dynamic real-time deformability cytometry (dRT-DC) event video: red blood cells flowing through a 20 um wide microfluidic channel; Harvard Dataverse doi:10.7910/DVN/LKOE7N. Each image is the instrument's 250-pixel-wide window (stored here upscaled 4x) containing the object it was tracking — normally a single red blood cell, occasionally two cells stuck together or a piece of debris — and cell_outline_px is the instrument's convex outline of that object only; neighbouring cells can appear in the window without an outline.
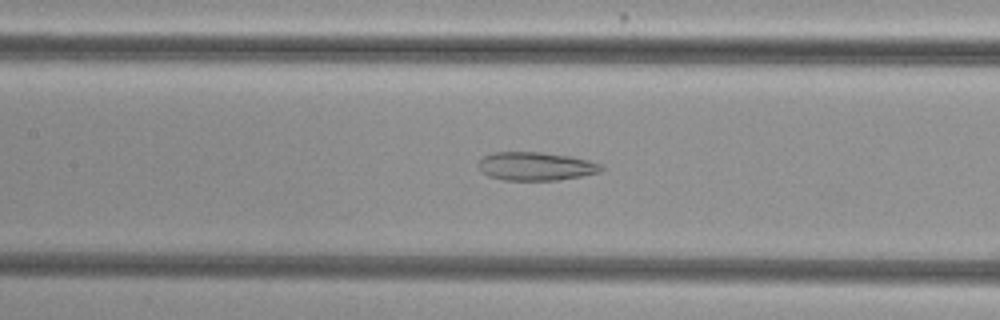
{"species": "common noctule bat (a hibernating species)", "species_latin": "Nyctalus noctula", "temperature_condition": "cold", "stored_images_in_passage": 50, "camera_frame_rate_fps": 3000, "um_per_image_px": 0.085, "animal": {"sex": "female", "body_mass_g": 29.2, "forearm_length_mm": 56.3}, "frame": {"image": 1, "passage_image": 20, "time_ms": 6.333, "image_size_px": [1000, 320], "cell_outline_px": [[604, 168], [600, 172], [580, 176], [556, 180], [504, 180], [488, 176], [480, 172], [480, 160], [484, 156], [492, 152], [540, 152], [572, 156], [588, 160], [600, 164]], "centroid_in_image_um": [45.54, 14.13], "position_along_channel_um": 161.9, "area_um2": 20.29}}
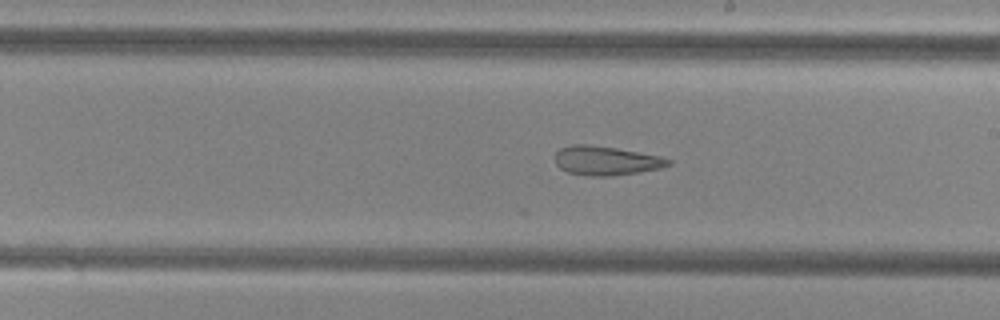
{"frame": {"image": 2, "passage_image": 26, "time_ms": 8.333, "image_size_px": [1000, 320], "cell_outline_px": [[672, 164], [660, 168], [612, 176], [584, 176], [568, 172], [560, 168], [556, 164], [552, 156], [560, 148], [572, 144], [588, 144], [616, 148], [660, 156], [672, 160]], "centroid_in_image_um": [51.46, 13.65], "position_along_channel_um": 237.5, "area_um2": 19.36}}
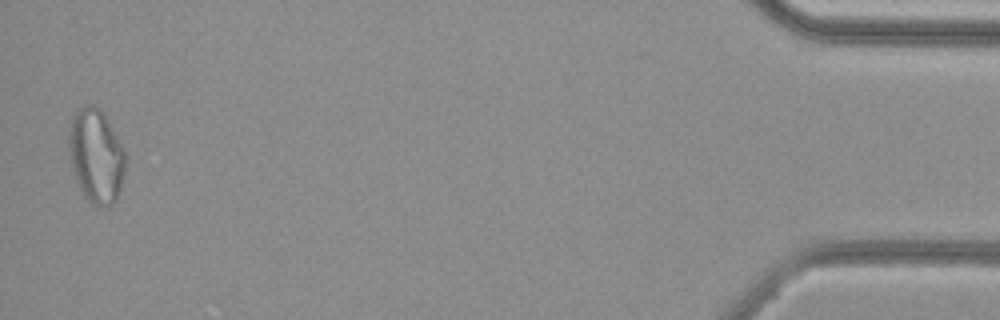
{"frame": {"image": 3, "passage_image": 48, "time_ms": 15.667, "image_size_px": [1000, 320], "cell_outline_px": [[124, 172], [120, 188], [116, 200], [112, 204], [96, 204], [88, 200], [84, 196], [76, 180], [72, 168], [68, 144], [68, 136], [72, 116], [80, 108], [88, 104], [92, 104], [108, 120], [124, 148]], "centroid_in_image_um": [8.15, 13.23], "position_along_channel_um": 427.1, "area_um2": 30.35}}